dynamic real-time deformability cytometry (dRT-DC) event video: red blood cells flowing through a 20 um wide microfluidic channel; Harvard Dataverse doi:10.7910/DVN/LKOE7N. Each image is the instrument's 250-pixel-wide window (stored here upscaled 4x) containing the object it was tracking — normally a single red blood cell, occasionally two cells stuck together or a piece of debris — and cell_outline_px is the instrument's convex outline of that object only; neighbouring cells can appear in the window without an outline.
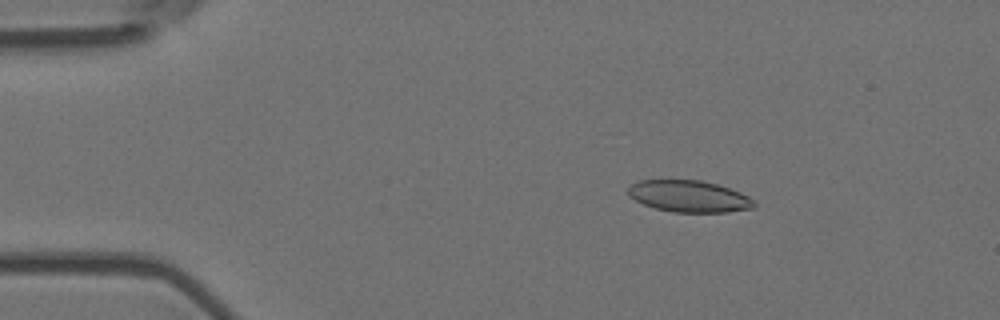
{"species": "Egyptian fruit bat (a non-hibernating species)", "species_latin": "Rousettus aegyptiacus", "temperature_condition": "room temperature", "stored_images_in_passage": 27, "camera_frame_rate_fps": 3000, "um_per_image_px": 0.085, "animal": {"sex": "female"}, "frame": {"image": 1, "passage_image": 9, "time_ms": 2.667, "image_size_px": [1000, 320], "cell_outline_px": [[756, 208], [728, 212], [672, 212], [656, 208], [644, 204], [628, 196], [628, 188], [636, 180], [700, 180], [716, 184], [740, 192], [756, 200]], "centroid_in_image_um": [58.6, 16.69], "position_along_channel_um": 26.4, "area_um2": 23.35}}
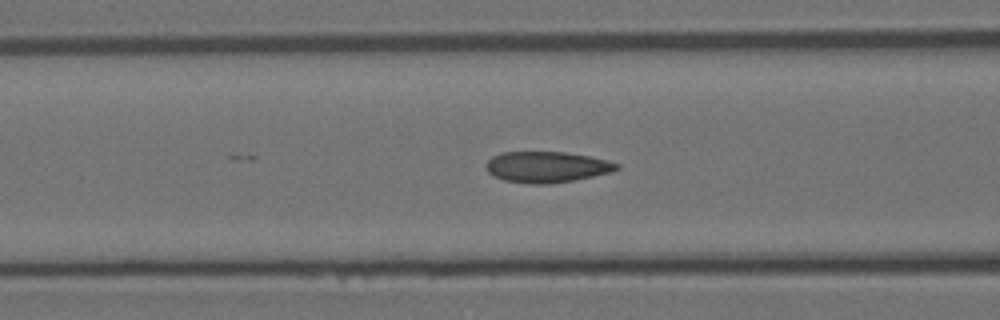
{"frame": {"image": 2, "passage_image": 22, "time_ms": 7.0, "image_size_px": [1000, 320], "cell_outline_px": [[620, 168], [612, 172], [572, 180], [548, 184], [532, 184], [504, 180], [488, 172], [484, 164], [492, 156], [500, 152], [564, 152], [588, 156], [608, 160], [620, 164]], "centroid_in_image_um": [46.47, 14.18], "position_along_channel_um": 120.1, "area_um2": 23.52}}
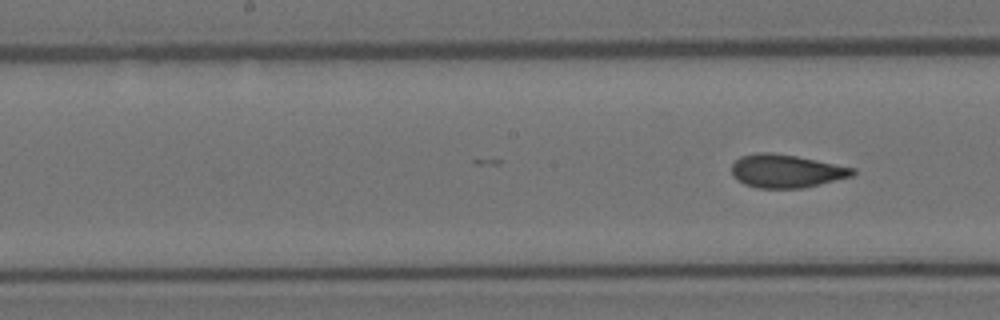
{"frame": {"image": 3, "passage_image": 27, "time_ms": 8.667, "image_size_px": [1000, 320], "cell_outline_px": [[856, 172], [852, 176], [820, 184], [800, 188], [756, 188], [744, 184], [732, 176], [732, 164], [740, 156], [756, 152], [772, 152], [796, 156], [856, 168]], "centroid_in_image_um": [66.8, 14.53], "position_along_channel_um": 181.4, "area_um2": 23.47}}